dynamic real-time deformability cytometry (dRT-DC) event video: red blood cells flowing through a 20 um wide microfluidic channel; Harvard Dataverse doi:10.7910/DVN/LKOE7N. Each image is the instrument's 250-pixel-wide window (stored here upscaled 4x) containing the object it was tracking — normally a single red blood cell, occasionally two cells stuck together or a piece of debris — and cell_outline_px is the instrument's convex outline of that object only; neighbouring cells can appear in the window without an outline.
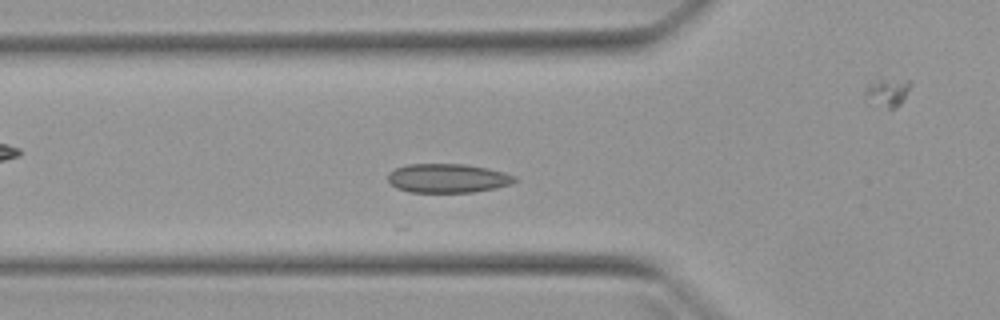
{"species": "Egyptian fruit bat (a non-hibernating species)", "species_latin": "Rousettus aegyptiacus", "temperature_condition": "warm", "stored_images_in_passage": 6, "camera_frame_rate_fps": 3000, "um_per_image_px": 0.085, "animal": {"sex": "female"}, "frame": {"image": 1, "passage_image": 5, "time_ms": 4.667, "image_size_px": [1000, 320], "cell_outline_px": [[520, 180], [512, 184], [496, 188], [472, 192], [408, 192], [396, 188], [388, 180], [388, 172], [396, 168], [408, 164], [464, 164], [488, 168], [504, 172], [516, 176]], "centroid_in_image_um": [38.09, 15.15], "position_along_channel_um": 87.7, "area_um2": 21.62}}